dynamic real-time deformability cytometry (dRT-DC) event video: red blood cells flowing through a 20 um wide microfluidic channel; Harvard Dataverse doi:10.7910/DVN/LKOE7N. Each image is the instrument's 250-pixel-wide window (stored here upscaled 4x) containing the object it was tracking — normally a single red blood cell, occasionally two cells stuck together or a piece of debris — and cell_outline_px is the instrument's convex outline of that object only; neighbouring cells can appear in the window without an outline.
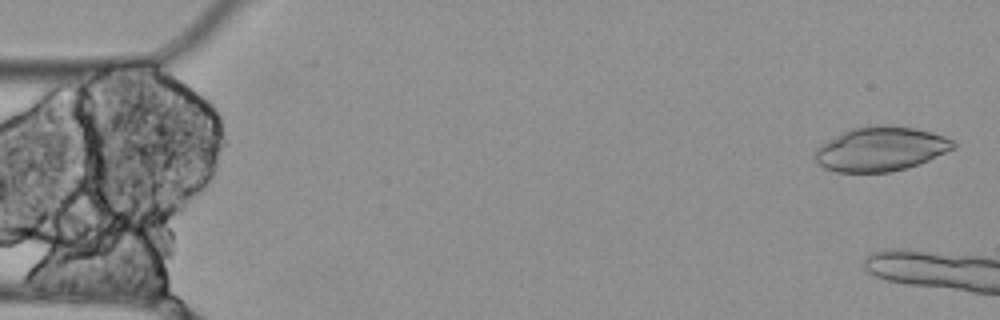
{"species": "Egyptian fruit bat (a non-hibernating species)", "species_latin": "Rousettus aegyptiacus", "temperature_condition": "cold", "stored_images_in_passage": 6, "camera_frame_rate_fps": 3000, "um_per_image_px": 0.085, "animal": {"sex": "female"}, "frame": {"image": 1, "passage_image": 1, "time_ms": 0.0, "image_size_px": [1000, 320], "cell_outline_px": [[956, 148], [928, 160], [892, 172], [836, 172], [824, 168], [816, 160], [816, 148], [820, 144], [848, 128], [876, 124], [888, 124], [912, 128], [932, 132], [944, 136], [952, 140], [956, 144]], "centroid_in_image_um": [74.84, 12.64], "position_along_channel_um": 10.2, "area_um2": 35.84}}